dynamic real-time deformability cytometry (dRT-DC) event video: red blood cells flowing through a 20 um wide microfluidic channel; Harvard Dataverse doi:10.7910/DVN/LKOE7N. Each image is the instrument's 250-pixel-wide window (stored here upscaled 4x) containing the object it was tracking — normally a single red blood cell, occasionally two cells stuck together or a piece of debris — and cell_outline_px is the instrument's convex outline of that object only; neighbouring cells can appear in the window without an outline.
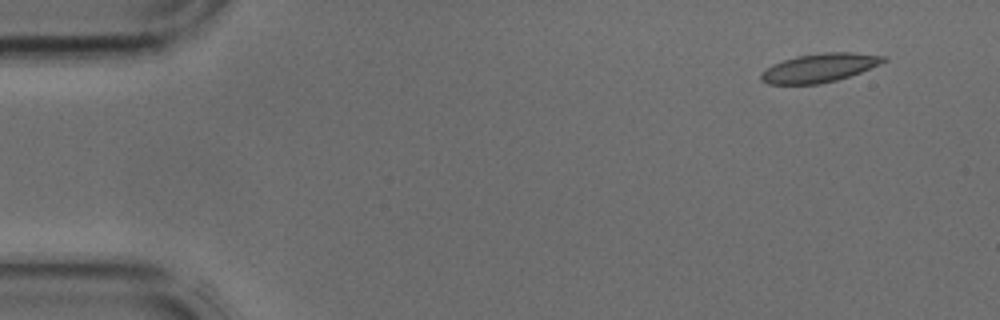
{"species": "common noctule bat (a hibernating species)", "species_latin": "Nyctalus noctula", "temperature_condition": "cold", "stored_images_in_passage": 7, "camera_frame_rate_fps": 3000, "um_per_image_px": 0.085, "animal": {"sex": "male", "body_mass_g": 17.9, "forearm_length_mm": 54.2}, "frame": {"image": 1, "passage_image": 1, "time_ms": 0.0, "image_size_px": [1000, 320], "cell_outline_px": [[888, 60], [880, 64], [860, 72], [836, 80], [820, 84], [768, 84], [760, 80], [760, 72], [764, 68], [772, 64], [796, 56], [824, 52], [852, 52], [884, 56]], "centroid_in_image_um": [69.6, 5.76], "position_along_channel_um": 15.4, "area_um2": 20.52}}